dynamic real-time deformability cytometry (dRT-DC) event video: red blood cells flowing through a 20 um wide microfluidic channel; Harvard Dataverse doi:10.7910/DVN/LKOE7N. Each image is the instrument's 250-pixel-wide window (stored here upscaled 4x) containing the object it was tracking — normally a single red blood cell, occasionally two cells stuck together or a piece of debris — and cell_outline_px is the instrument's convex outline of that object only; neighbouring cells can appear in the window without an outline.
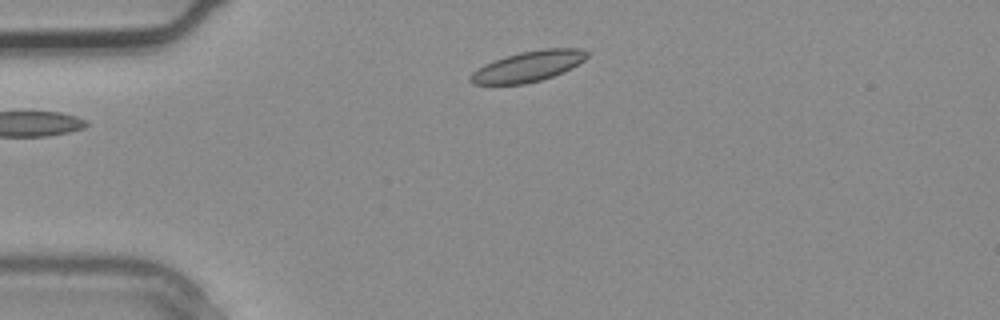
{"species": "common noctule bat (a hibernating species)", "species_latin": "Nyctalus noctula", "temperature_condition": "warm", "stored_images_in_passage": 2, "camera_frame_rate_fps": 3000, "um_per_image_px": 0.085, "animal": {"sex": "male", "body_mass_g": 20.4}, "frame": {"image": 1, "passage_image": 2, "time_ms": 0.333, "image_size_px": [1000, 320], "cell_outline_px": [[588, 56], [584, 60], [572, 68], [564, 72], [540, 80], [524, 84], [472, 84], [472, 72], [484, 64], [504, 56], [520, 52], [544, 48], [584, 48], [588, 52]], "centroid_in_image_um": [44.94, 5.62], "position_along_channel_um": 40.1, "area_um2": 20.69}}